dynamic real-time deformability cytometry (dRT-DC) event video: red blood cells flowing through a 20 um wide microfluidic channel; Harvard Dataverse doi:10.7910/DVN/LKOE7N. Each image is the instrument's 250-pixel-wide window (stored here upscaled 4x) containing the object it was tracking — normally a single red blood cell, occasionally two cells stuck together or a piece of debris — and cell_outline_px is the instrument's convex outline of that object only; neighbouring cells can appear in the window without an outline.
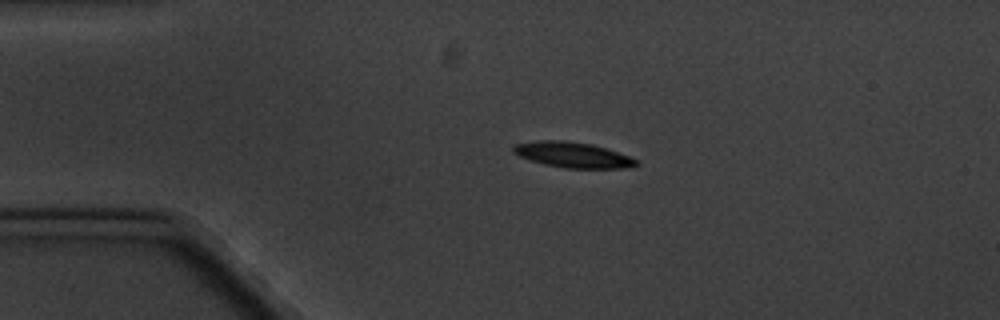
{"species": "common noctule bat (a hibernating species)", "species_latin": "Nyctalus noctula", "temperature_condition": "cold", "stored_images_in_passage": 4, "camera_frame_rate_fps": 3000, "um_per_image_px": 0.085, "animal": {"sex": "male", "body_mass_g": 20.1, "forearm_length_mm": 53.5}, "frame": {"image": 1, "passage_image": 3, "time_ms": 2.333, "image_size_px": [1000, 320], "cell_outline_px": [[640, 164], [624, 168], [564, 168], [544, 164], [520, 156], [512, 152], [512, 148], [516, 144], [540, 140], [564, 140], [592, 144], [628, 156], [636, 160]], "centroid_in_image_um": [48.66, 13.16], "position_along_channel_um": 36.3, "area_um2": 17.98}}